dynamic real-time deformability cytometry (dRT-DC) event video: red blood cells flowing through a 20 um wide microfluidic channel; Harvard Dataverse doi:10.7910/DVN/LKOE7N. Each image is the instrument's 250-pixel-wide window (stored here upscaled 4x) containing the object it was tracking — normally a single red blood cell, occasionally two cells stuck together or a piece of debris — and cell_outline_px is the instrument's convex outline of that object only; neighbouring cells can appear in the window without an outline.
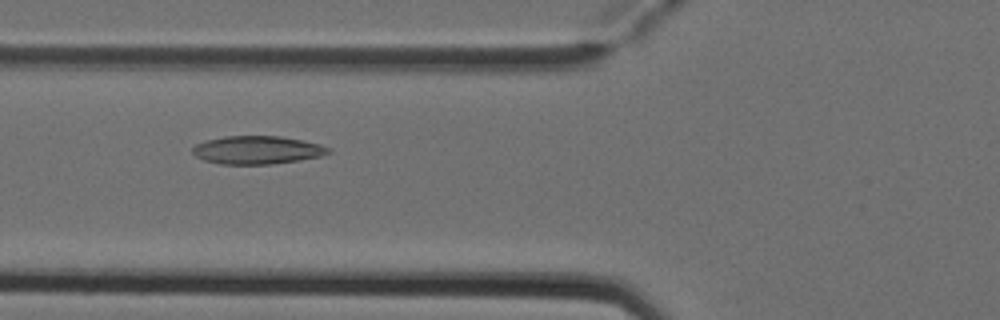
{"species": "Egyptian fruit bat (a non-hibernating species)", "species_latin": "Rousettus aegyptiacus", "temperature_condition": "cold", "stored_images_in_passage": 8, "camera_frame_rate_fps": 3000, "um_per_image_px": 0.085, "animal": {"sex": "female"}, "frame": {"image": 1, "passage_image": 6, "time_ms": 1.667, "image_size_px": [1000, 320], "cell_outline_px": [[332, 152], [320, 156], [300, 160], [272, 164], [220, 164], [204, 160], [196, 156], [192, 152], [192, 148], [196, 144], [204, 140], [224, 136], [280, 136], [320, 144], [332, 148]], "centroid_in_image_um": [21.86, 12.75], "position_along_channel_um": 103.9, "area_um2": 22.37}}
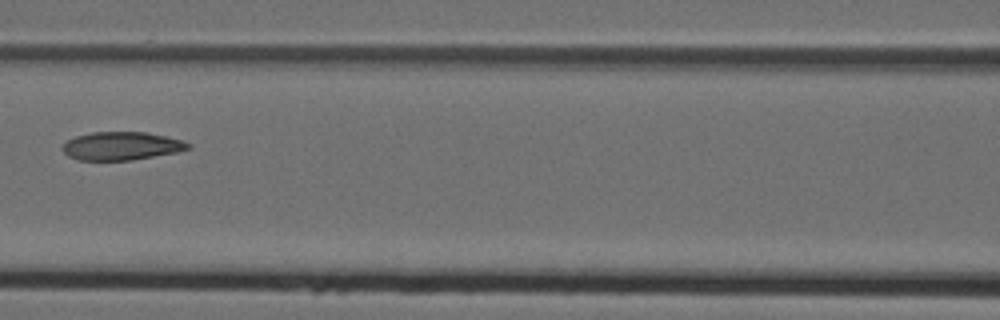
{"frame": {"image": 2, "passage_image": 7, "time_ms": 2.0, "image_size_px": [1000, 320], "cell_outline_px": [[192, 148], [176, 152], [132, 160], [76, 160], [68, 156], [60, 148], [68, 140], [76, 136], [92, 132], [148, 132], [180, 140], [192, 144]], "centroid_in_image_um": [10.31, 12.41], "position_along_channel_um": 156.3, "area_um2": 20.63}}
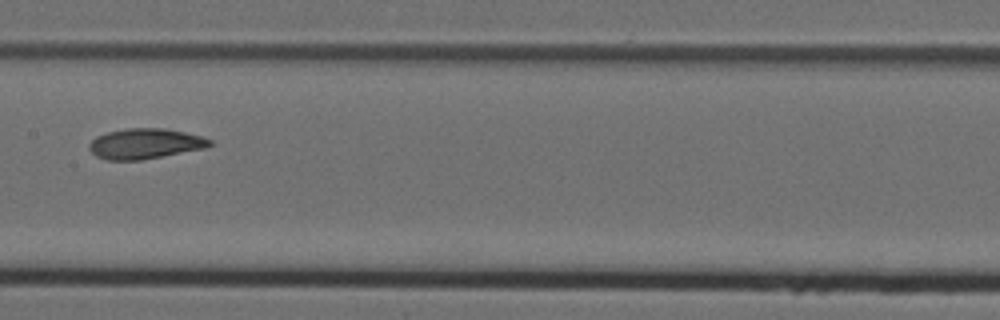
{"frame": {"image": 3, "passage_image": 8, "time_ms": 2.333, "image_size_px": [1000, 320], "cell_outline_px": [[212, 144], [204, 148], [140, 160], [108, 160], [96, 156], [88, 148], [88, 144], [96, 136], [108, 132], [124, 128], [164, 128], [184, 132], [200, 136], [212, 140]], "centroid_in_image_um": [12.29, 12.2], "position_along_channel_um": 195.1, "area_um2": 21.15}}